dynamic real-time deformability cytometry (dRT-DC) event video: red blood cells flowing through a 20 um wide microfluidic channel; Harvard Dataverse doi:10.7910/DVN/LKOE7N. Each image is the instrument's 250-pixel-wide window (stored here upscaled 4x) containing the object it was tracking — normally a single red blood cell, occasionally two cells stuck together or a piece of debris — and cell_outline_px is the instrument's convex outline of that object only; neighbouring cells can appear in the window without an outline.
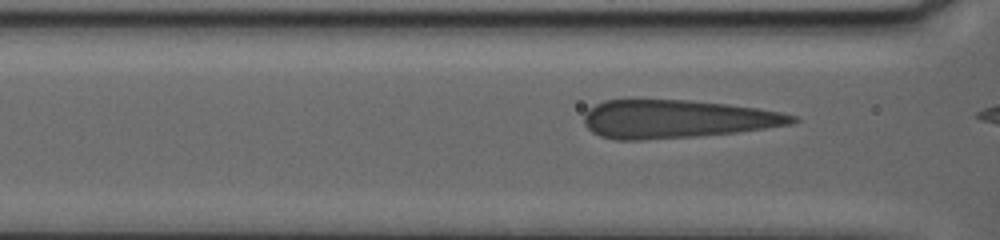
{"species": "human", "species_latin": "Homo sapiens", "temperature_condition": "warm", "stored_images_in_passage": 18, "camera_frame_rate_fps": 3000, "um_per_image_px": 0.085, "donor": {"sex": "female"}, "frame": {"image": 1, "passage_image": 4, "time_ms": 1.0, "image_size_px": [1000, 240], "cell_outline_px": [[800, 120], [792, 124], [736, 132], [692, 136], [640, 140], [616, 140], [600, 136], [592, 132], [584, 124], [584, 116], [588, 108], [604, 100], [688, 100], [728, 104], [756, 108], [780, 112], [796, 116]], "centroid_in_image_um": [57.5, 10.11], "position_along_channel_um": 109.1, "area_um2": 46.12}}
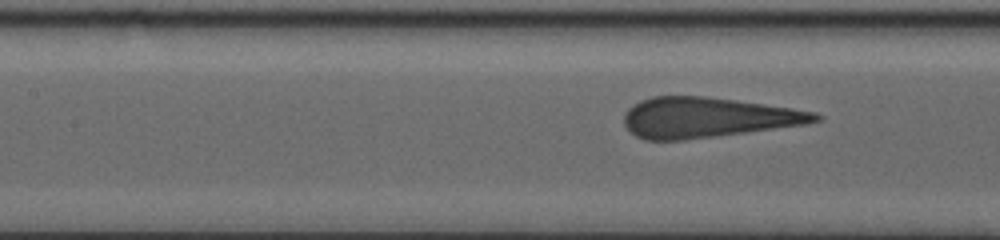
{"frame": {"image": 2, "passage_image": 9, "time_ms": 2.667, "image_size_px": [1000, 240], "cell_outline_px": [[824, 120], [808, 124], [684, 140], [644, 140], [636, 136], [624, 124], [624, 116], [628, 108], [632, 104], [640, 100], [652, 96], [704, 96], [736, 100], [792, 108], [816, 112], [824, 116]], "centroid_in_image_um": [60.16, 9.98], "position_along_channel_um": 147.2, "area_um2": 44.91}}
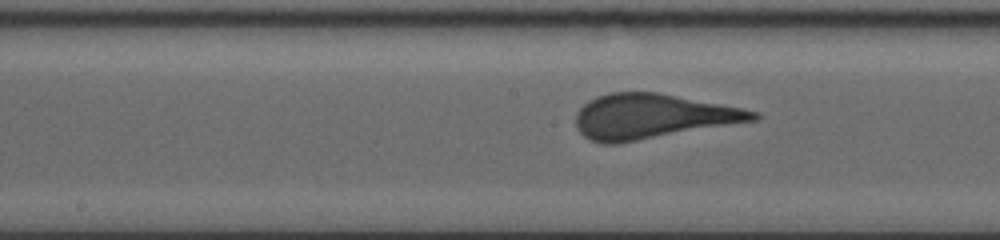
{"frame": {"image": 3, "passage_image": 15, "time_ms": 4.667, "image_size_px": [1000, 240], "cell_outline_px": [[760, 116], [756, 120], [616, 144], [604, 144], [592, 140], [584, 136], [580, 132], [576, 124], [576, 112], [588, 100], [596, 96], [608, 92], [660, 92], [744, 108], [760, 112]], "centroid_in_image_um": [55.45, 9.88], "position_along_channel_um": 192.8, "area_um2": 46.3}}